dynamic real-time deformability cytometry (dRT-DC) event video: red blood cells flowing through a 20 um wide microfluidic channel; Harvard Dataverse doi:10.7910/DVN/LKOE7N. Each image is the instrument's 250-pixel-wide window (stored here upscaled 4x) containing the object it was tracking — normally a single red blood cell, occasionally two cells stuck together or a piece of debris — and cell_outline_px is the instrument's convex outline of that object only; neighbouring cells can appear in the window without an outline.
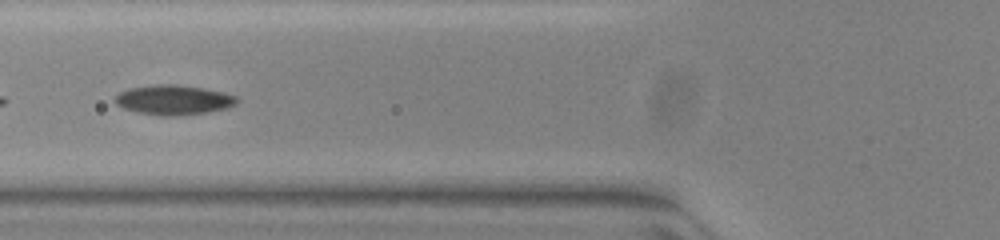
{"species": "common noctule bat (a hibernating species)", "species_latin": "Nyctalus noctula", "temperature_condition": "warm", "stored_images_in_passage": 40, "camera_frame_rate_fps": 3000, "um_per_image_px": 0.085, "animal": {"sex": "female", "body_mass_g": 23.0, "forearm_length_mm": 53.4}, "frame": {"image": 1, "passage_image": 7, "time_ms": 2.0, "image_size_px": [1000, 240], "cell_outline_px": [[240, 100], [236, 104], [228, 108], [208, 112], [172, 116], [160, 116], [140, 112], [124, 108], [116, 104], [112, 100], [120, 92], [128, 88], [156, 84], [176, 84], [204, 88], [224, 92], [236, 96]], "centroid_in_image_um": [14.78, 8.48], "position_along_channel_um": 111.0, "area_um2": 21.27}}
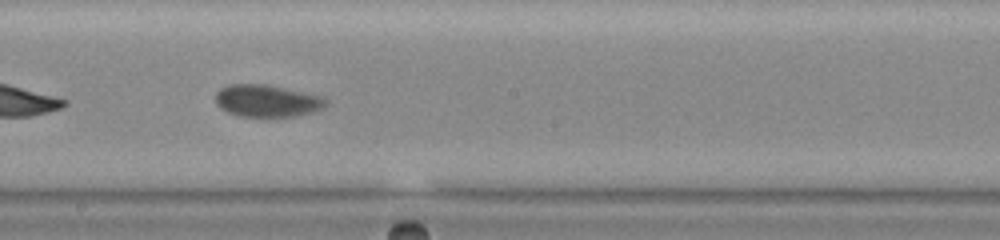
{"frame": {"image": 2, "passage_image": 16, "time_ms": 5.0, "image_size_px": [1000, 240], "cell_outline_px": [[328, 100], [324, 108], [312, 112], [296, 116], [240, 116], [228, 112], [220, 108], [216, 104], [216, 92], [220, 88], [232, 84], [264, 84], [320, 96]], "centroid_in_image_um": [22.67, 8.57], "position_along_channel_um": 225.5, "area_um2": 20.4}}
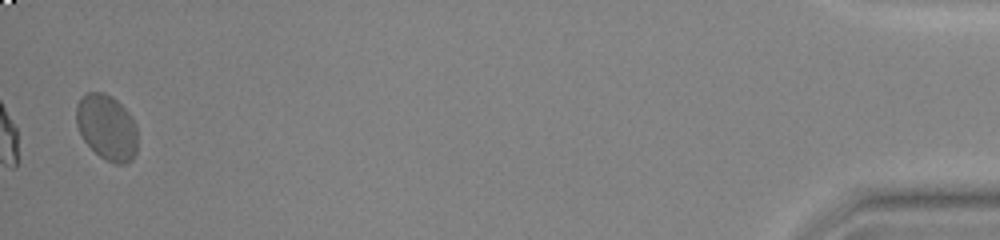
{"frame": {"image": 3, "passage_image": 39, "time_ms": 12.667, "image_size_px": [1000, 240], "cell_outline_px": [[136, 152], [132, 160], [124, 164], [116, 164], [100, 156], [84, 140], [76, 124], [76, 104], [88, 92], [104, 92], [112, 96], [132, 116], [136, 124]], "centroid_in_image_um": [9.09, 10.81], "position_along_channel_um": 426.1, "area_um2": 23.24}, "authors_computed_cell_mechanics": {"area_um2": 21.0681, "velocity_mm_per_s": 3.819, "shape_relaxation_time_tau1_ms": 5.1049, "shape_relaxation_time_tau2_ms": null, "deformation_change_tau1": 0.1308, "deformation_change_tau2": null}}